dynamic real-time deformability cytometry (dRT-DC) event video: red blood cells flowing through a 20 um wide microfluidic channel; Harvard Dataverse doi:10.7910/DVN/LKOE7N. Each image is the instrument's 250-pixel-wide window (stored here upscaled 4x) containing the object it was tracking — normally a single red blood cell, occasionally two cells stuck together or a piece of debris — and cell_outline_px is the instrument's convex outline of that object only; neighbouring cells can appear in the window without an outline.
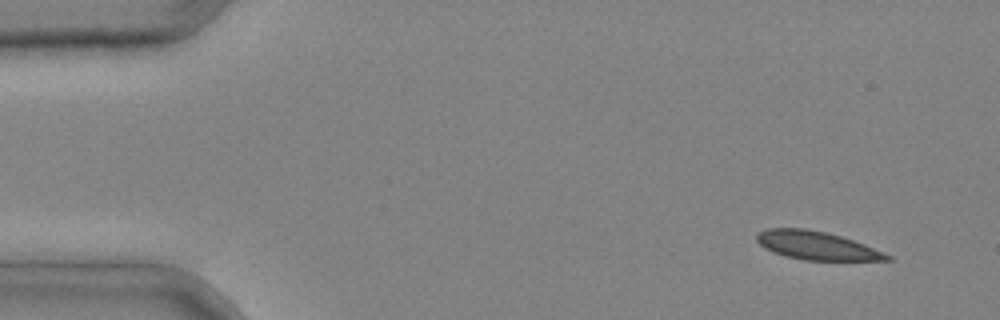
{"species": "common noctule bat (a hibernating species)", "species_latin": "Nyctalus noctula", "temperature_condition": "cold", "stored_images_in_passage": 4, "camera_frame_rate_fps": 3000, "um_per_image_px": 0.085, "animal": {"sex": "male", "body_mass_g": 20.4}, "frame": {"image": 1, "passage_image": 1, "time_ms": 0.0, "image_size_px": [1000, 320], "cell_outline_px": [[892, 260], [804, 260], [784, 256], [772, 252], [764, 248], [756, 240], [756, 232], [768, 228], [804, 228], [824, 232], [840, 236], [864, 244], [892, 256]], "centroid_in_image_um": [69.35, 20.87], "position_along_channel_um": 15.7, "area_um2": 21.44}}
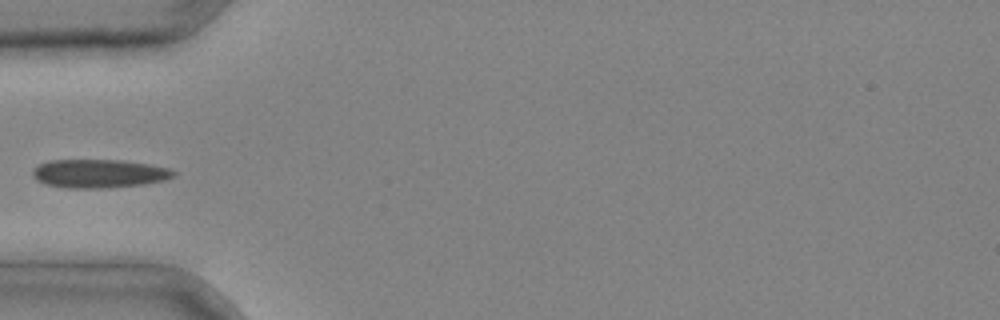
{"frame": {"image": 2, "passage_image": 4, "time_ms": 1.0, "image_size_px": [1000, 320], "cell_outline_px": [[176, 176], [164, 180], [144, 184], [108, 188], [68, 188], [44, 184], [36, 180], [32, 176], [32, 168], [40, 164], [52, 160], [120, 160], [148, 164], [168, 168], [176, 172]], "centroid_in_image_um": [8.4, 14.76], "position_along_channel_um": 76.6, "area_um2": 23.52}}